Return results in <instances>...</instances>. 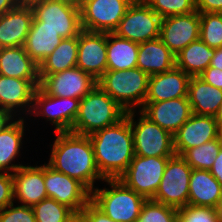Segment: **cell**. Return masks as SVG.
Masks as SVG:
<instances>
[{"instance_id":"obj_1","label":"cell","mask_w":222,"mask_h":222,"mask_svg":"<svg viewBox=\"0 0 222 222\" xmlns=\"http://www.w3.org/2000/svg\"><path fill=\"white\" fill-rule=\"evenodd\" d=\"M48 161L50 167L77 179L90 192L105 179L99 172L89 136L72 132L54 133ZM96 185V186H95Z\"/></svg>"},{"instance_id":"obj_2","label":"cell","mask_w":222,"mask_h":222,"mask_svg":"<svg viewBox=\"0 0 222 222\" xmlns=\"http://www.w3.org/2000/svg\"><path fill=\"white\" fill-rule=\"evenodd\" d=\"M95 162L105 179H118L134 158L133 133L126 115L114 125L89 135Z\"/></svg>"},{"instance_id":"obj_3","label":"cell","mask_w":222,"mask_h":222,"mask_svg":"<svg viewBox=\"0 0 222 222\" xmlns=\"http://www.w3.org/2000/svg\"><path fill=\"white\" fill-rule=\"evenodd\" d=\"M124 110L109 94L96 85L79 103L70 132L89 136L114 125L126 116Z\"/></svg>"},{"instance_id":"obj_4","label":"cell","mask_w":222,"mask_h":222,"mask_svg":"<svg viewBox=\"0 0 222 222\" xmlns=\"http://www.w3.org/2000/svg\"><path fill=\"white\" fill-rule=\"evenodd\" d=\"M91 192L90 201L105 215L118 222H135L146 199L119 179H104ZM108 186V187H107Z\"/></svg>"},{"instance_id":"obj_5","label":"cell","mask_w":222,"mask_h":222,"mask_svg":"<svg viewBox=\"0 0 222 222\" xmlns=\"http://www.w3.org/2000/svg\"><path fill=\"white\" fill-rule=\"evenodd\" d=\"M150 76L135 67L127 70H106L97 85L109 94L126 112L139 111L145 102Z\"/></svg>"},{"instance_id":"obj_6","label":"cell","mask_w":222,"mask_h":222,"mask_svg":"<svg viewBox=\"0 0 222 222\" xmlns=\"http://www.w3.org/2000/svg\"><path fill=\"white\" fill-rule=\"evenodd\" d=\"M133 133L134 154L141 157H172L175 155L173 135L150 121L140 111H128ZM136 117V119H135Z\"/></svg>"},{"instance_id":"obj_7","label":"cell","mask_w":222,"mask_h":222,"mask_svg":"<svg viewBox=\"0 0 222 222\" xmlns=\"http://www.w3.org/2000/svg\"><path fill=\"white\" fill-rule=\"evenodd\" d=\"M79 103L80 99L48 95L38 86L33 95V106L27 120L35 125V121L38 120V123L43 119L46 125L48 123L52 125L50 129L53 127L55 133L69 132L78 113Z\"/></svg>"},{"instance_id":"obj_8","label":"cell","mask_w":222,"mask_h":222,"mask_svg":"<svg viewBox=\"0 0 222 222\" xmlns=\"http://www.w3.org/2000/svg\"><path fill=\"white\" fill-rule=\"evenodd\" d=\"M31 27L51 28L62 38H72L82 31L80 7L70 0H48L33 8Z\"/></svg>"},{"instance_id":"obj_9","label":"cell","mask_w":222,"mask_h":222,"mask_svg":"<svg viewBox=\"0 0 222 222\" xmlns=\"http://www.w3.org/2000/svg\"><path fill=\"white\" fill-rule=\"evenodd\" d=\"M161 19L144 0H134L113 33L136 43L151 41L160 37Z\"/></svg>"},{"instance_id":"obj_10","label":"cell","mask_w":222,"mask_h":222,"mask_svg":"<svg viewBox=\"0 0 222 222\" xmlns=\"http://www.w3.org/2000/svg\"><path fill=\"white\" fill-rule=\"evenodd\" d=\"M191 171L192 168L180 155L170 157L152 200L177 209L188 205Z\"/></svg>"},{"instance_id":"obj_11","label":"cell","mask_w":222,"mask_h":222,"mask_svg":"<svg viewBox=\"0 0 222 222\" xmlns=\"http://www.w3.org/2000/svg\"><path fill=\"white\" fill-rule=\"evenodd\" d=\"M169 158L134 155L127 170L118 179L146 200L153 199Z\"/></svg>"},{"instance_id":"obj_12","label":"cell","mask_w":222,"mask_h":222,"mask_svg":"<svg viewBox=\"0 0 222 222\" xmlns=\"http://www.w3.org/2000/svg\"><path fill=\"white\" fill-rule=\"evenodd\" d=\"M134 0H88L80 6L82 30L114 32Z\"/></svg>"},{"instance_id":"obj_13","label":"cell","mask_w":222,"mask_h":222,"mask_svg":"<svg viewBox=\"0 0 222 222\" xmlns=\"http://www.w3.org/2000/svg\"><path fill=\"white\" fill-rule=\"evenodd\" d=\"M44 181L48 198H53L73 211L82 210L91 199V192L77 179L56 171L44 162Z\"/></svg>"},{"instance_id":"obj_14","label":"cell","mask_w":222,"mask_h":222,"mask_svg":"<svg viewBox=\"0 0 222 222\" xmlns=\"http://www.w3.org/2000/svg\"><path fill=\"white\" fill-rule=\"evenodd\" d=\"M39 79V87L46 94L80 100L97 85V80L78 67L47 76H39Z\"/></svg>"},{"instance_id":"obj_15","label":"cell","mask_w":222,"mask_h":222,"mask_svg":"<svg viewBox=\"0 0 222 222\" xmlns=\"http://www.w3.org/2000/svg\"><path fill=\"white\" fill-rule=\"evenodd\" d=\"M200 13L173 15L161 19L160 39L176 56L182 49L199 39Z\"/></svg>"},{"instance_id":"obj_16","label":"cell","mask_w":222,"mask_h":222,"mask_svg":"<svg viewBox=\"0 0 222 222\" xmlns=\"http://www.w3.org/2000/svg\"><path fill=\"white\" fill-rule=\"evenodd\" d=\"M76 67L98 80L107 70V33L82 30Z\"/></svg>"},{"instance_id":"obj_17","label":"cell","mask_w":222,"mask_h":222,"mask_svg":"<svg viewBox=\"0 0 222 222\" xmlns=\"http://www.w3.org/2000/svg\"><path fill=\"white\" fill-rule=\"evenodd\" d=\"M40 80H24L0 75V107L11 112L16 118H28L33 95Z\"/></svg>"},{"instance_id":"obj_18","label":"cell","mask_w":222,"mask_h":222,"mask_svg":"<svg viewBox=\"0 0 222 222\" xmlns=\"http://www.w3.org/2000/svg\"><path fill=\"white\" fill-rule=\"evenodd\" d=\"M150 121L174 135L191 117L192 108L188 97L164 100L160 102H144L139 110Z\"/></svg>"},{"instance_id":"obj_19","label":"cell","mask_w":222,"mask_h":222,"mask_svg":"<svg viewBox=\"0 0 222 222\" xmlns=\"http://www.w3.org/2000/svg\"><path fill=\"white\" fill-rule=\"evenodd\" d=\"M27 163L12 173L14 202L33 206L48 198L44 181V164ZM29 164V165H28Z\"/></svg>"},{"instance_id":"obj_20","label":"cell","mask_w":222,"mask_h":222,"mask_svg":"<svg viewBox=\"0 0 222 222\" xmlns=\"http://www.w3.org/2000/svg\"><path fill=\"white\" fill-rule=\"evenodd\" d=\"M218 123L214 116L192 114L173 135L175 154L181 156L186 150L217 139Z\"/></svg>"},{"instance_id":"obj_21","label":"cell","mask_w":222,"mask_h":222,"mask_svg":"<svg viewBox=\"0 0 222 222\" xmlns=\"http://www.w3.org/2000/svg\"><path fill=\"white\" fill-rule=\"evenodd\" d=\"M28 124L31 123H28L26 118H17L4 131L0 132V172L14 173L18 168L25 165L22 161L21 163L18 162V159L19 157L22 159L23 150L26 148L24 144L30 143L26 137L28 136L26 130L30 133Z\"/></svg>"},{"instance_id":"obj_22","label":"cell","mask_w":222,"mask_h":222,"mask_svg":"<svg viewBox=\"0 0 222 222\" xmlns=\"http://www.w3.org/2000/svg\"><path fill=\"white\" fill-rule=\"evenodd\" d=\"M191 76L176 66L169 71L150 76L145 102L188 97Z\"/></svg>"},{"instance_id":"obj_23","label":"cell","mask_w":222,"mask_h":222,"mask_svg":"<svg viewBox=\"0 0 222 222\" xmlns=\"http://www.w3.org/2000/svg\"><path fill=\"white\" fill-rule=\"evenodd\" d=\"M33 17L32 8L20 6L0 16V48L23 46Z\"/></svg>"},{"instance_id":"obj_24","label":"cell","mask_w":222,"mask_h":222,"mask_svg":"<svg viewBox=\"0 0 222 222\" xmlns=\"http://www.w3.org/2000/svg\"><path fill=\"white\" fill-rule=\"evenodd\" d=\"M175 66V55L160 38L139 43L136 67L149 76L169 71Z\"/></svg>"},{"instance_id":"obj_25","label":"cell","mask_w":222,"mask_h":222,"mask_svg":"<svg viewBox=\"0 0 222 222\" xmlns=\"http://www.w3.org/2000/svg\"><path fill=\"white\" fill-rule=\"evenodd\" d=\"M221 197L222 185L210 170L192 169L189 182V205L216 208Z\"/></svg>"},{"instance_id":"obj_26","label":"cell","mask_w":222,"mask_h":222,"mask_svg":"<svg viewBox=\"0 0 222 222\" xmlns=\"http://www.w3.org/2000/svg\"><path fill=\"white\" fill-rule=\"evenodd\" d=\"M0 75L24 80H40L39 65L23 46L0 48Z\"/></svg>"},{"instance_id":"obj_27","label":"cell","mask_w":222,"mask_h":222,"mask_svg":"<svg viewBox=\"0 0 222 222\" xmlns=\"http://www.w3.org/2000/svg\"><path fill=\"white\" fill-rule=\"evenodd\" d=\"M188 99L193 114L215 117L222 102V90L206 83L199 76H191Z\"/></svg>"},{"instance_id":"obj_28","label":"cell","mask_w":222,"mask_h":222,"mask_svg":"<svg viewBox=\"0 0 222 222\" xmlns=\"http://www.w3.org/2000/svg\"><path fill=\"white\" fill-rule=\"evenodd\" d=\"M139 43L107 33V70H127L136 67Z\"/></svg>"},{"instance_id":"obj_29","label":"cell","mask_w":222,"mask_h":222,"mask_svg":"<svg viewBox=\"0 0 222 222\" xmlns=\"http://www.w3.org/2000/svg\"><path fill=\"white\" fill-rule=\"evenodd\" d=\"M215 54L200 38L182 49L176 56V67L189 76H199L208 66Z\"/></svg>"},{"instance_id":"obj_30","label":"cell","mask_w":222,"mask_h":222,"mask_svg":"<svg viewBox=\"0 0 222 222\" xmlns=\"http://www.w3.org/2000/svg\"><path fill=\"white\" fill-rule=\"evenodd\" d=\"M78 36L63 38L61 43L39 65V76H47L76 67Z\"/></svg>"},{"instance_id":"obj_31","label":"cell","mask_w":222,"mask_h":222,"mask_svg":"<svg viewBox=\"0 0 222 222\" xmlns=\"http://www.w3.org/2000/svg\"><path fill=\"white\" fill-rule=\"evenodd\" d=\"M62 40L63 38L51 28L31 27L23 47L30 58L40 65Z\"/></svg>"},{"instance_id":"obj_32","label":"cell","mask_w":222,"mask_h":222,"mask_svg":"<svg viewBox=\"0 0 222 222\" xmlns=\"http://www.w3.org/2000/svg\"><path fill=\"white\" fill-rule=\"evenodd\" d=\"M222 144L218 139L186 150L181 157L192 169L210 170L217 158Z\"/></svg>"},{"instance_id":"obj_33","label":"cell","mask_w":222,"mask_h":222,"mask_svg":"<svg viewBox=\"0 0 222 222\" xmlns=\"http://www.w3.org/2000/svg\"><path fill=\"white\" fill-rule=\"evenodd\" d=\"M199 38L212 49L222 47V13H200Z\"/></svg>"},{"instance_id":"obj_34","label":"cell","mask_w":222,"mask_h":222,"mask_svg":"<svg viewBox=\"0 0 222 222\" xmlns=\"http://www.w3.org/2000/svg\"><path fill=\"white\" fill-rule=\"evenodd\" d=\"M32 208L36 222H65L73 211L53 198H45Z\"/></svg>"},{"instance_id":"obj_35","label":"cell","mask_w":222,"mask_h":222,"mask_svg":"<svg viewBox=\"0 0 222 222\" xmlns=\"http://www.w3.org/2000/svg\"><path fill=\"white\" fill-rule=\"evenodd\" d=\"M135 222H178L177 208L149 199Z\"/></svg>"},{"instance_id":"obj_36","label":"cell","mask_w":222,"mask_h":222,"mask_svg":"<svg viewBox=\"0 0 222 222\" xmlns=\"http://www.w3.org/2000/svg\"><path fill=\"white\" fill-rule=\"evenodd\" d=\"M161 18L196 11L195 0H144Z\"/></svg>"},{"instance_id":"obj_37","label":"cell","mask_w":222,"mask_h":222,"mask_svg":"<svg viewBox=\"0 0 222 222\" xmlns=\"http://www.w3.org/2000/svg\"><path fill=\"white\" fill-rule=\"evenodd\" d=\"M178 222H219L216 208L186 205L177 209Z\"/></svg>"},{"instance_id":"obj_38","label":"cell","mask_w":222,"mask_h":222,"mask_svg":"<svg viewBox=\"0 0 222 222\" xmlns=\"http://www.w3.org/2000/svg\"><path fill=\"white\" fill-rule=\"evenodd\" d=\"M0 222H36V219L32 206L13 202L0 211Z\"/></svg>"},{"instance_id":"obj_39","label":"cell","mask_w":222,"mask_h":222,"mask_svg":"<svg viewBox=\"0 0 222 222\" xmlns=\"http://www.w3.org/2000/svg\"><path fill=\"white\" fill-rule=\"evenodd\" d=\"M14 202L12 173L0 172V211Z\"/></svg>"},{"instance_id":"obj_40","label":"cell","mask_w":222,"mask_h":222,"mask_svg":"<svg viewBox=\"0 0 222 222\" xmlns=\"http://www.w3.org/2000/svg\"><path fill=\"white\" fill-rule=\"evenodd\" d=\"M199 77L206 83L222 90V70L208 66Z\"/></svg>"},{"instance_id":"obj_41","label":"cell","mask_w":222,"mask_h":222,"mask_svg":"<svg viewBox=\"0 0 222 222\" xmlns=\"http://www.w3.org/2000/svg\"><path fill=\"white\" fill-rule=\"evenodd\" d=\"M195 7L199 13H222V0H195Z\"/></svg>"},{"instance_id":"obj_42","label":"cell","mask_w":222,"mask_h":222,"mask_svg":"<svg viewBox=\"0 0 222 222\" xmlns=\"http://www.w3.org/2000/svg\"><path fill=\"white\" fill-rule=\"evenodd\" d=\"M83 210L86 212L89 222H118L105 215L91 201L83 208Z\"/></svg>"},{"instance_id":"obj_43","label":"cell","mask_w":222,"mask_h":222,"mask_svg":"<svg viewBox=\"0 0 222 222\" xmlns=\"http://www.w3.org/2000/svg\"><path fill=\"white\" fill-rule=\"evenodd\" d=\"M17 118L8 110L0 107V132L4 131Z\"/></svg>"},{"instance_id":"obj_44","label":"cell","mask_w":222,"mask_h":222,"mask_svg":"<svg viewBox=\"0 0 222 222\" xmlns=\"http://www.w3.org/2000/svg\"><path fill=\"white\" fill-rule=\"evenodd\" d=\"M210 173L222 185V146L212 168L210 169Z\"/></svg>"},{"instance_id":"obj_45","label":"cell","mask_w":222,"mask_h":222,"mask_svg":"<svg viewBox=\"0 0 222 222\" xmlns=\"http://www.w3.org/2000/svg\"><path fill=\"white\" fill-rule=\"evenodd\" d=\"M65 222H89L86 212L82 210L72 211Z\"/></svg>"},{"instance_id":"obj_46","label":"cell","mask_w":222,"mask_h":222,"mask_svg":"<svg viewBox=\"0 0 222 222\" xmlns=\"http://www.w3.org/2000/svg\"><path fill=\"white\" fill-rule=\"evenodd\" d=\"M18 5V0H0V16L16 8Z\"/></svg>"},{"instance_id":"obj_47","label":"cell","mask_w":222,"mask_h":222,"mask_svg":"<svg viewBox=\"0 0 222 222\" xmlns=\"http://www.w3.org/2000/svg\"><path fill=\"white\" fill-rule=\"evenodd\" d=\"M210 66L222 70V47L215 49V54L211 59Z\"/></svg>"},{"instance_id":"obj_48","label":"cell","mask_w":222,"mask_h":222,"mask_svg":"<svg viewBox=\"0 0 222 222\" xmlns=\"http://www.w3.org/2000/svg\"><path fill=\"white\" fill-rule=\"evenodd\" d=\"M48 0H18V5L20 7L33 8L35 5L44 3Z\"/></svg>"},{"instance_id":"obj_49","label":"cell","mask_w":222,"mask_h":222,"mask_svg":"<svg viewBox=\"0 0 222 222\" xmlns=\"http://www.w3.org/2000/svg\"><path fill=\"white\" fill-rule=\"evenodd\" d=\"M216 212L219 222H222V197L220 199L218 206L216 207Z\"/></svg>"},{"instance_id":"obj_50","label":"cell","mask_w":222,"mask_h":222,"mask_svg":"<svg viewBox=\"0 0 222 222\" xmlns=\"http://www.w3.org/2000/svg\"><path fill=\"white\" fill-rule=\"evenodd\" d=\"M217 139L222 144V122L218 123Z\"/></svg>"},{"instance_id":"obj_51","label":"cell","mask_w":222,"mask_h":222,"mask_svg":"<svg viewBox=\"0 0 222 222\" xmlns=\"http://www.w3.org/2000/svg\"><path fill=\"white\" fill-rule=\"evenodd\" d=\"M215 118L217 119L218 122H222V102L219 106V109H218V112H217Z\"/></svg>"},{"instance_id":"obj_52","label":"cell","mask_w":222,"mask_h":222,"mask_svg":"<svg viewBox=\"0 0 222 222\" xmlns=\"http://www.w3.org/2000/svg\"><path fill=\"white\" fill-rule=\"evenodd\" d=\"M74 5L80 7L82 6L85 2H87L88 0H70Z\"/></svg>"}]
</instances>
